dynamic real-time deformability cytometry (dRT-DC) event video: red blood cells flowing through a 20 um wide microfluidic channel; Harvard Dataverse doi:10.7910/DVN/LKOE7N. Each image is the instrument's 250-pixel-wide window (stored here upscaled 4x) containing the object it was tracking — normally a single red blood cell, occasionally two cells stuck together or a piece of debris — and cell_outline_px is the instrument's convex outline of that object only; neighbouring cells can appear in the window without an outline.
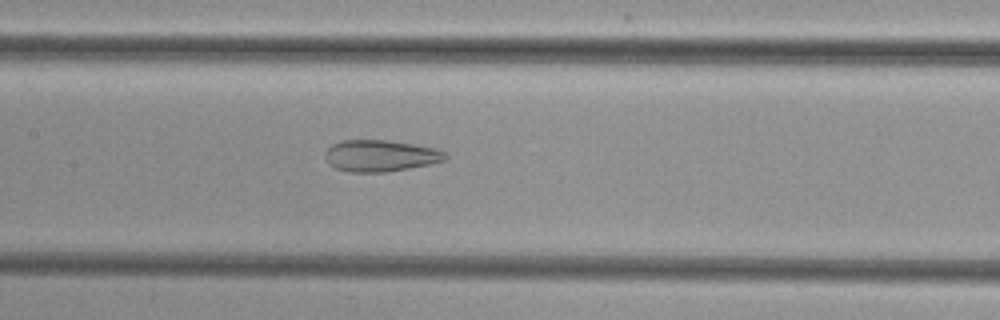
{"species": "common noctule bat (a hibernating species)", "species_latin": "Nyctalus noctula", "temperature_condition": "cold", "stored_images_in_passage": 52, "camera_frame_rate_fps": 3000, "um_per_image_px": 0.085, "animal": {"sex": "female", "body_mass_g": 29.2, "forearm_length_mm": 56.3}, "frame": {"image": 1, "passage_image": 25, "time_ms": 8.0, "image_size_px": [1000, 320], "cell_outline_px": [[448, 156], [444, 160], [428, 164], [388, 172], [352, 172], [336, 168], [328, 164], [324, 156], [324, 152], [332, 144], [344, 140], [388, 140], [436, 148], [444, 152]], "centroid_in_image_um": [32.3, 13.23], "position_along_channel_um": 175.1, "area_um2": 22.02}}
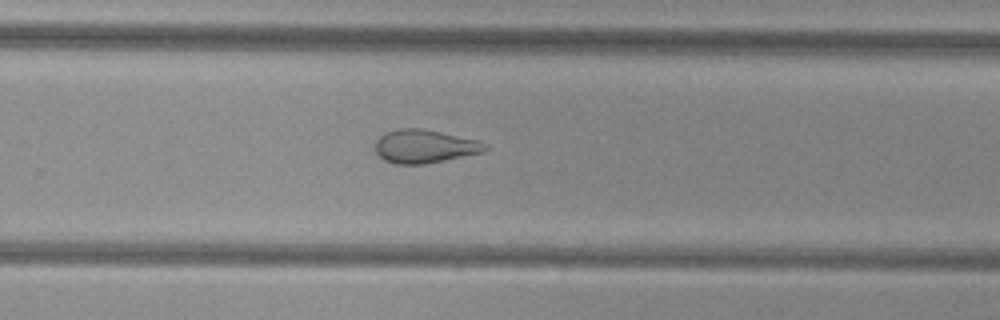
{"frame": {"image": 2, "passage_image": 34, "time_ms": 11.0, "image_size_px": [1000, 320], "cell_outline_px": [[488, 148], [480, 152], [444, 160], [424, 164], [396, 164], [384, 160], [376, 152], [376, 140], [384, 132], [396, 128], [420, 128], [480, 140], [488, 144]], "centroid_in_image_um": [36.07, 12.42], "position_along_channel_um": 293.7, "area_um2": 21.27}}
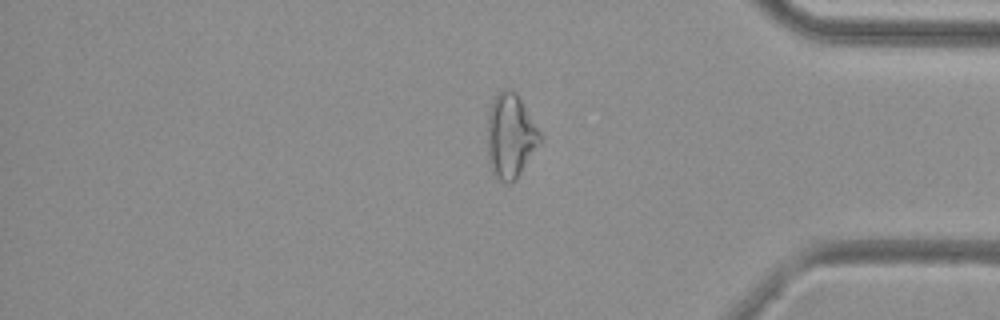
{"frame": {"image": 3, "passage_image": 43, "time_ms": 14.0, "image_size_px": [1000, 320], "cell_outline_px": [[540, 140], [516, 180], [512, 184], [508, 184], [500, 180], [492, 172], [488, 160], [488, 112], [492, 100], [496, 92], [504, 88], [512, 88], [516, 92], [540, 132]], "centroid_in_image_um": [43.35, 11.53], "position_along_channel_um": 391.9, "area_um2": 25.66}}